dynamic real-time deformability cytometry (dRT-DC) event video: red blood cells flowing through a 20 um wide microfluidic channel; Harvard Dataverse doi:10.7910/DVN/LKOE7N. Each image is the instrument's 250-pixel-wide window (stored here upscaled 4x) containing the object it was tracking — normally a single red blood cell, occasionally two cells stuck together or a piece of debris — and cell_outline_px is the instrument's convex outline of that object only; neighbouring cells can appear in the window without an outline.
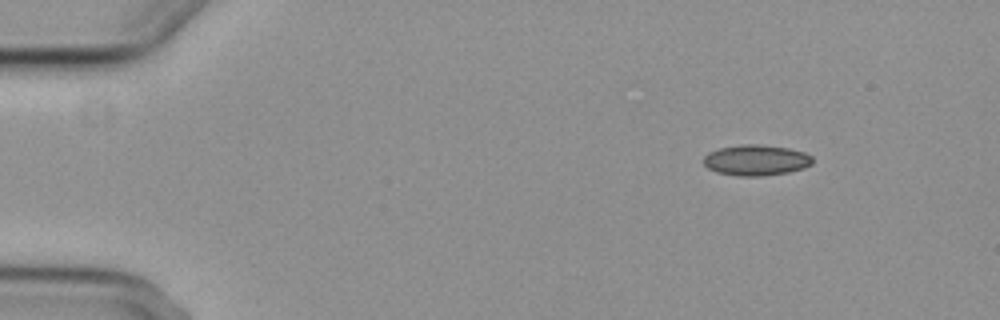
{"species": "common noctule bat (a hibernating species)", "species_latin": "Nyctalus noctula", "temperature_condition": "cold", "stored_images_in_passage": 6, "camera_frame_rate_fps": 3000, "um_per_image_px": 0.085, "animal": {"sex": "female", "body_mass_g": 29.2, "forearm_length_mm": 56.3}, "frame": {"image": 1, "passage_image": 2, "time_ms": 1.0, "image_size_px": [1000, 320], "cell_outline_px": [[812, 164], [804, 168], [788, 172], [760, 176], [740, 176], [716, 172], [708, 168], [704, 164], [704, 156], [708, 152], [720, 148], [744, 144], [756, 144], [788, 148], [804, 152], [812, 156]], "centroid_in_image_um": [64.27, 13.61], "position_along_channel_um": 20.7, "area_um2": 19.42}}
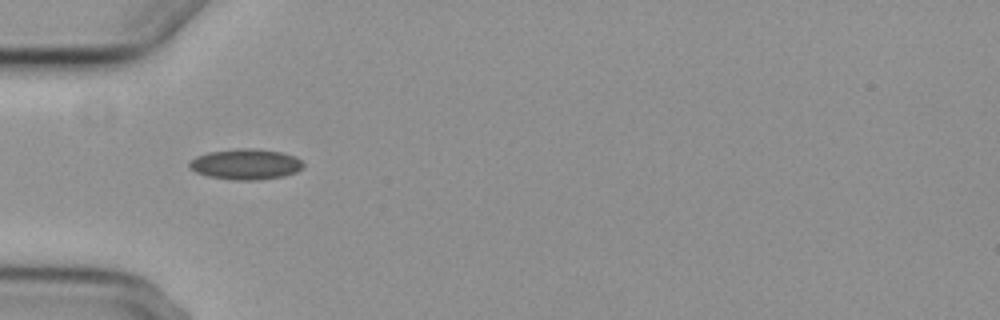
{"frame": {"image": 2, "passage_image": 5, "time_ms": 4.667, "image_size_px": [1000, 320], "cell_outline_px": [[304, 168], [296, 172], [284, 176], [260, 180], [232, 180], [208, 176], [196, 172], [188, 168], [188, 164], [196, 156], [208, 152], [236, 148], [256, 148], [280, 152], [296, 156], [304, 164]], "centroid_in_image_um": [20.89, 13.96], "position_along_channel_um": 64.1, "area_um2": 20.58}}
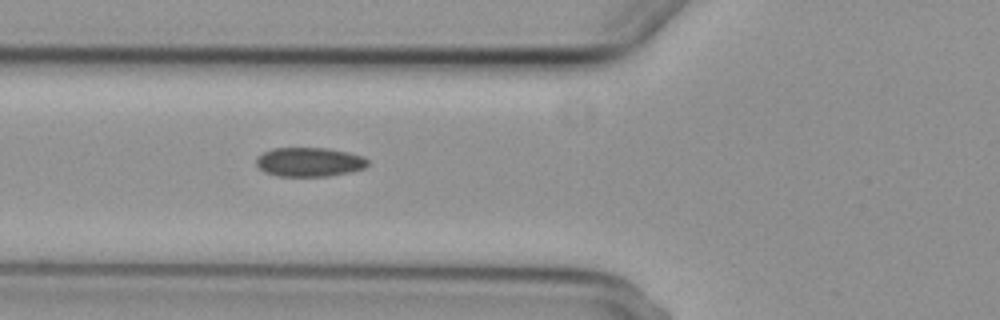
{"frame": {"image": 3, "passage_image": 6, "time_ms": 5.667, "image_size_px": [1000, 320], "cell_outline_px": [[368, 164], [364, 168], [352, 172], [328, 176], [276, 176], [264, 172], [256, 164], [256, 160], [264, 152], [272, 148], [328, 148], [348, 152], [364, 156], [368, 160]], "centroid_in_image_um": [26.32, 13.77], "position_along_channel_um": 99.5, "area_um2": 19.02}}